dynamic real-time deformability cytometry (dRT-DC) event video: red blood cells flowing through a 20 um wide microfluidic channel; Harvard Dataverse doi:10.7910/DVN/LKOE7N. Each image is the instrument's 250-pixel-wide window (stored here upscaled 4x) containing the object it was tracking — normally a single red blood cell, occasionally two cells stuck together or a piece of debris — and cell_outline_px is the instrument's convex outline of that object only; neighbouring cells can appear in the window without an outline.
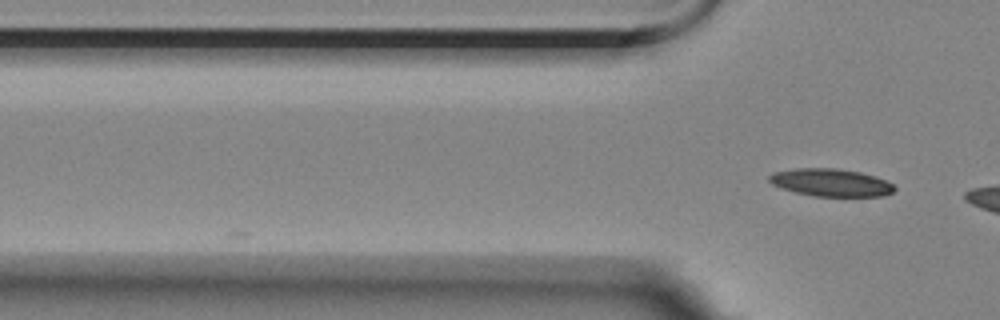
{"species": "Egyptian fruit bat (a non-hibernating species)", "species_latin": "Rousettus aegyptiacus", "temperature_condition": "room temperature", "stored_images_in_passage": 3, "camera_frame_rate_fps": 3000, "um_per_image_px": 0.085, "animal": {"sex": "female"}, "frame": {"image": 1, "passage_image": 3, "time_ms": 2.333, "image_size_px": [1000, 320], "cell_outline_px": [[896, 188], [892, 192], [884, 196], [812, 196], [796, 192], [772, 184], [768, 180], [768, 176], [776, 172], [796, 168], [836, 168], [860, 172], [876, 176], [888, 180]], "centroid_in_image_um": [70.67, 15.51], "position_along_channel_um": 55.1, "area_um2": 20.11}}